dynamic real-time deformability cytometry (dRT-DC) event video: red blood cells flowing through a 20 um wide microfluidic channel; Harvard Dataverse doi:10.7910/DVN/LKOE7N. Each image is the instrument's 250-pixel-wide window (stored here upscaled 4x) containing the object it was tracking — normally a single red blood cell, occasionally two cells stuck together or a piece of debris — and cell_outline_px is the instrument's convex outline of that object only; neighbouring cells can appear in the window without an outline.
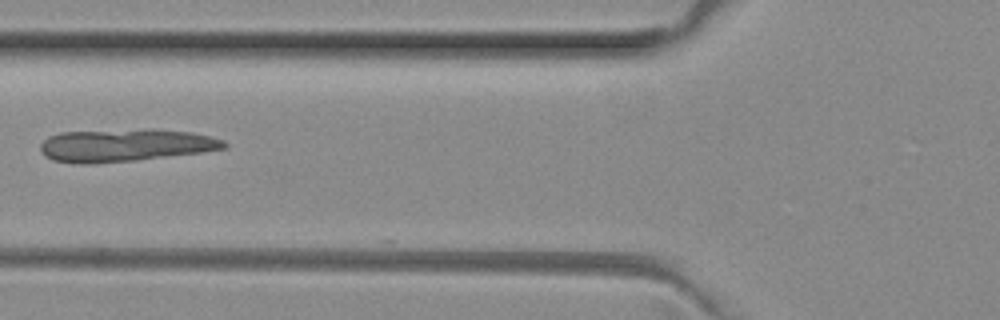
{"species": "common noctule bat (a hibernating species)", "species_latin": "Nyctalus noctula", "temperature_condition": "room temperature", "stored_images_in_passage": 5, "camera_frame_rate_fps": 3000, "um_per_image_px": 0.085, "animal": {"sex": "female", "body_mass_g": 29.2, "forearm_length_mm": 56.3}, "frame": {"image": 1, "passage_image": 5, "time_ms": 1.333, "image_size_px": [1000, 320], "cell_outline_px": [[228, 148], [200, 152], [136, 160], [96, 164], [84, 164], [52, 160], [44, 156], [40, 152], [40, 144], [48, 136], [60, 132], [148, 128], [152, 128], [192, 132], [224, 140], [228, 144]], "centroid_in_image_um": [10.62, 12.33], "position_along_channel_um": 115.2, "area_um2": 35.37}}